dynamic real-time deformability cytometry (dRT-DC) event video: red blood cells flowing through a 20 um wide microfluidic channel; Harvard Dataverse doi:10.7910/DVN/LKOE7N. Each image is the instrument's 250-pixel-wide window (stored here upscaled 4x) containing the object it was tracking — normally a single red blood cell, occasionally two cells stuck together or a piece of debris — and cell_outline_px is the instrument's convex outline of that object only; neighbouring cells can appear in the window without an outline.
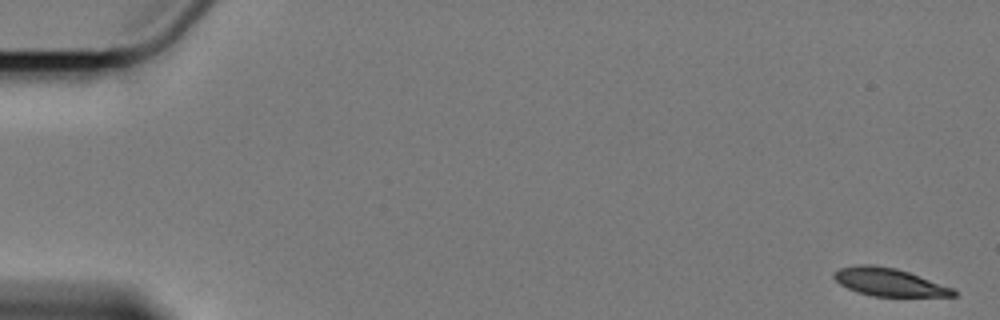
{"species": "Egyptian fruit bat (a non-hibernating species)", "species_latin": "Rousettus aegyptiacus", "temperature_condition": "cold", "stored_images_in_passage": 60, "camera_frame_rate_fps": 3000, "um_per_image_px": 0.085, "animal": {"sex": "female"}, "frame": {"image": 1, "passage_image": 1, "time_ms": 0.0, "image_size_px": [1000, 320], "cell_outline_px": [[956, 296], [872, 296], [856, 292], [840, 284], [832, 276], [840, 268], [860, 264], [872, 264], [896, 268], [908, 272], [952, 288], [956, 292]], "centroid_in_image_um": [75.53, 23.98], "position_along_channel_um": 9.5, "area_um2": 19.13}}
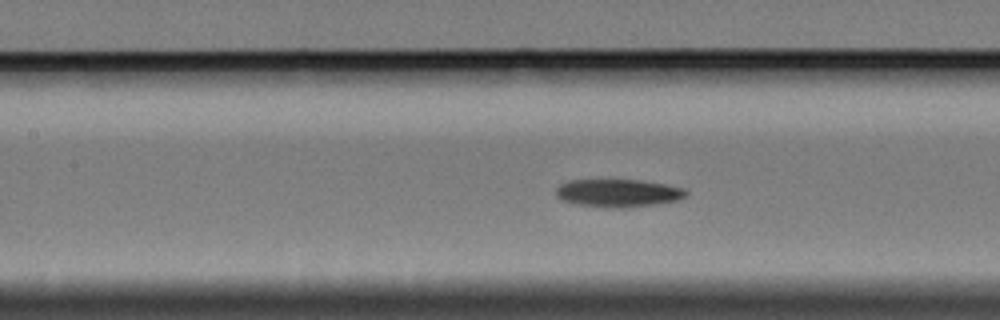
{"frame": {"image": 2, "passage_image": 27, "time_ms": 8.667, "image_size_px": [1000, 320], "cell_outline_px": [[688, 196], [680, 200], [656, 204], [624, 208], [604, 208], [576, 204], [560, 200], [556, 196], [556, 188], [560, 184], [568, 180], [640, 180], [688, 188]], "centroid_in_image_um": [52.57, 16.42], "position_along_channel_um": 154.8, "area_um2": 21.56}}
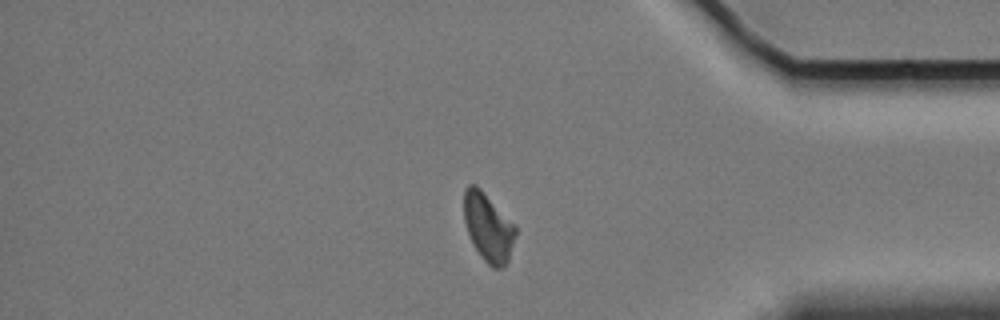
{"frame": {"image": 3, "passage_image": 50, "time_ms": 16.333, "image_size_px": [1000, 320], "cell_outline_px": [[516, 232], [508, 260], [504, 268], [492, 268], [480, 256], [472, 244], [464, 220], [464, 188], [468, 184], [476, 184], [516, 224]], "centroid_in_image_um": [41.49, 19.31], "position_along_channel_um": 393.7, "area_um2": 20.69}}